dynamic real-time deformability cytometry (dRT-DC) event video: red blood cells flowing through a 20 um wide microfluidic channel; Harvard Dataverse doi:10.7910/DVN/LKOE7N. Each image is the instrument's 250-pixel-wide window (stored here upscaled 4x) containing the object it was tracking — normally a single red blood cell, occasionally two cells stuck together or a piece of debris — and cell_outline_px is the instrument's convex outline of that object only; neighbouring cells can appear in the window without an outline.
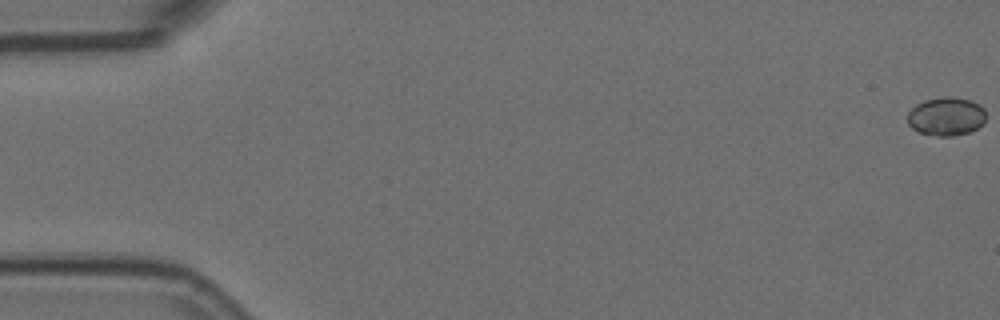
{"species": "Egyptian fruit bat (a non-hibernating species)", "species_latin": "Rousettus aegyptiacus", "temperature_condition": "room temperature", "stored_images_in_passage": 5, "camera_frame_rate_fps": 3000, "um_per_image_px": 0.085, "animal": {"sex": "female"}, "frame": {"image": 1, "passage_image": 1, "time_ms": 0.0, "image_size_px": [1000, 320], "cell_outline_px": [[984, 120], [976, 128], [968, 132], [952, 136], [936, 136], [920, 132], [912, 128], [908, 124], [908, 112], [916, 104], [924, 100], [944, 96], [952, 96], [972, 100], [980, 104], [984, 108]], "centroid_in_image_um": [80.41, 9.87], "position_along_channel_um": 4.6, "area_um2": 17.57}}
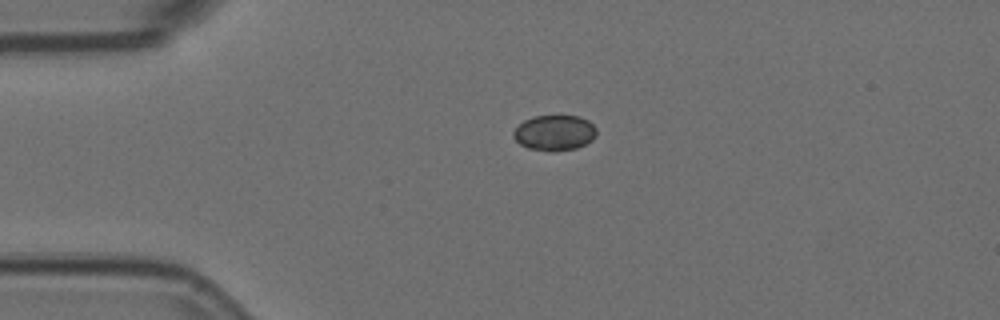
{"frame": {"image": 2, "passage_image": 4, "time_ms": 1.0, "image_size_px": [1000, 320], "cell_outline_px": [[596, 136], [592, 140], [576, 148], [552, 152], [528, 148], [520, 144], [512, 136], [512, 132], [524, 120], [536, 116], [580, 116], [588, 120], [596, 128]], "centroid_in_image_um": [47.13, 11.29], "position_along_channel_um": 37.9, "area_um2": 17.17}}